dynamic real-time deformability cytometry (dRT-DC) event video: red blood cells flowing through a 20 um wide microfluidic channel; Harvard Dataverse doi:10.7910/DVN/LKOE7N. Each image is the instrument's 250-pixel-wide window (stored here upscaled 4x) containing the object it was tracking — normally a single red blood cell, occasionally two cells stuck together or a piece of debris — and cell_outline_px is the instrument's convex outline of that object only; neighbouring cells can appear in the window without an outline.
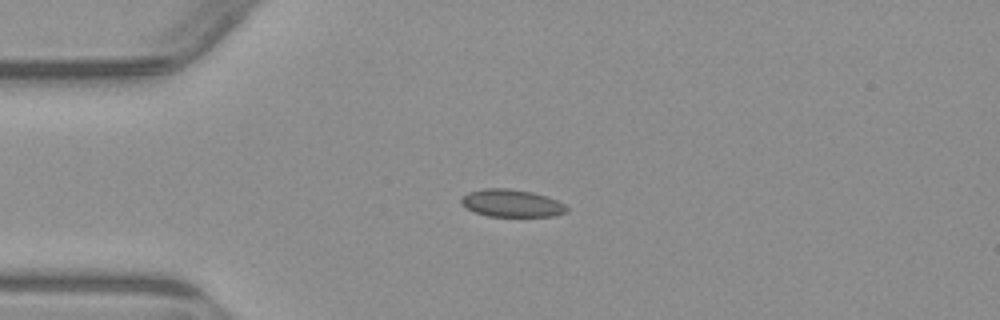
{"species": "common noctule bat (a hibernating species)", "species_latin": "Nyctalus noctula", "temperature_condition": "warm", "stored_images_in_passage": 3, "camera_frame_rate_fps": 3000, "um_per_image_px": 0.085, "animal": {"sex": "male", "body_mass_g": 23.1, "forearm_length_mm": 52.7}, "frame": {"image": 1, "passage_image": 2, "time_ms": 1.0, "image_size_px": [1000, 320], "cell_outline_px": [[568, 212], [556, 216], [488, 216], [476, 212], [460, 204], [460, 196], [468, 192], [484, 188], [508, 188], [532, 192], [548, 196], [564, 204], [568, 208]], "centroid_in_image_um": [43.49, 17.26], "position_along_channel_um": 41.5, "area_um2": 17.05}}